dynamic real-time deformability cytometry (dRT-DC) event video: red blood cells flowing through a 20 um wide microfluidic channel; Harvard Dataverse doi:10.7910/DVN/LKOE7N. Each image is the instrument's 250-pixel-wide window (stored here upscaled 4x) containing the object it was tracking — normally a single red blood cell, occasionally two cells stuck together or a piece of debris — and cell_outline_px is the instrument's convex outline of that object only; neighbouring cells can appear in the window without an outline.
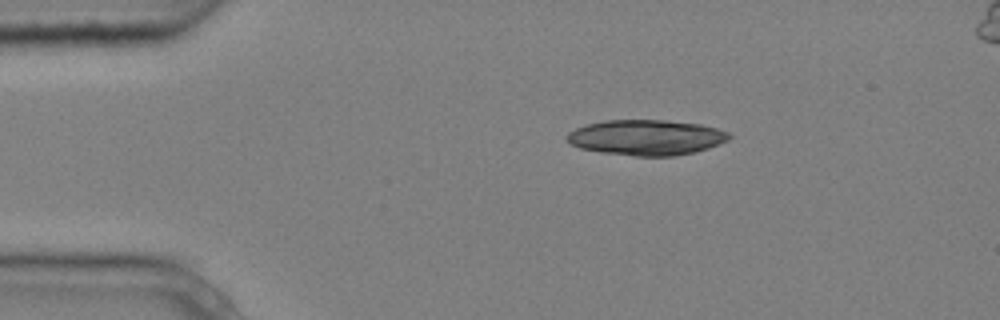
{"species": "common noctule bat (a hibernating species)", "species_latin": "Nyctalus noctula", "temperature_condition": "cold", "stored_images_in_passage": 6, "camera_frame_rate_fps": 3000, "um_per_image_px": 0.085, "animal": {"sex": "male", "body_mass_g": 20.4}, "frame": {"image": 1, "passage_image": 1, "time_ms": 0.0, "image_size_px": [1000, 320], "cell_outline_px": [[732, 136], [728, 140], [720, 144], [696, 152], [676, 156], [636, 156], [600, 152], [580, 148], [568, 144], [564, 140], [564, 136], [568, 132], [576, 128], [588, 124], [604, 120], [664, 120], [700, 124], [716, 128], [728, 132]], "centroid_in_image_um": [54.9, 11.69], "position_along_channel_um": 30.1, "area_um2": 33.81}}